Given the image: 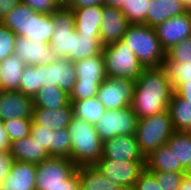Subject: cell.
I'll list each match as a JSON object with an SVG mask.
<instances>
[{"label":"cell","mask_w":191,"mask_h":190,"mask_svg":"<svg viewBox=\"0 0 191 190\" xmlns=\"http://www.w3.org/2000/svg\"><path fill=\"white\" fill-rule=\"evenodd\" d=\"M55 32L49 44L58 58H66L72 52L74 13L69 7H59L52 13Z\"/></svg>","instance_id":"obj_11"},{"label":"cell","mask_w":191,"mask_h":190,"mask_svg":"<svg viewBox=\"0 0 191 190\" xmlns=\"http://www.w3.org/2000/svg\"><path fill=\"white\" fill-rule=\"evenodd\" d=\"M74 116L71 102L55 109L33 108L32 120L36 125L51 130L67 128Z\"/></svg>","instance_id":"obj_19"},{"label":"cell","mask_w":191,"mask_h":190,"mask_svg":"<svg viewBox=\"0 0 191 190\" xmlns=\"http://www.w3.org/2000/svg\"><path fill=\"white\" fill-rule=\"evenodd\" d=\"M185 134L191 136V123L187 126V128L183 131Z\"/></svg>","instance_id":"obj_54"},{"label":"cell","mask_w":191,"mask_h":190,"mask_svg":"<svg viewBox=\"0 0 191 190\" xmlns=\"http://www.w3.org/2000/svg\"><path fill=\"white\" fill-rule=\"evenodd\" d=\"M183 2L186 8L191 7V0H183Z\"/></svg>","instance_id":"obj_55"},{"label":"cell","mask_w":191,"mask_h":190,"mask_svg":"<svg viewBox=\"0 0 191 190\" xmlns=\"http://www.w3.org/2000/svg\"><path fill=\"white\" fill-rule=\"evenodd\" d=\"M21 0H0V19L9 13Z\"/></svg>","instance_id":"obj_48"},{"label":"cell","mask_w":191,"mask_h":190,"mask_svg":"<svg viewBox=\"0 0 191 190\" xmlns=\"http://www.w3.org/2000/svg\"><path fill=\"white\" fill-rule=\"evenodd\" d=\"M186 15H187L188 20H189V22L191 24V7L186 8Z\"/></svg>","instance_id":"obj_53"},{"label":"cell","mask_w":191,"mask_h":190,"mask_svg":"<svg viewBox=\"0 0 191 190\" xmlns=\"http://www.w3.org/2000/svg\"><path fill=\"white\" fill-rule=\"evenodd\" d=\"M33 98L19 91H0V121L32 118Z\"/></svg>","instance_id":"obj_15"},{"label":"cell","mask_w":191,"mask_h":190,"mask_svg":"<svg viewBox=\"0 0 191 190\" xmlns=\"http://www.w3.org/2000/svg\"><path fill=\"white\" fill-rule=\"evenodd\" d=\"M138 117L131 106L117 110H107L94 125L99 138L104 142L118 135L136 133Z\"/></svg>","instance_id":"obj_7"},{"label":"cell","mask_w":191,"mask_h":190,"mask_svg":"<svg viewBox=\"0 0 191 190\" xmlns=\"http://www.w3.org/2000/svg\"><path fill=\"white\" fill-rule=\"evenodd\" d=\"M32 118L10 119L3 121L10 142L30 136Z\"/></svg>","instance_id":"obj_37"},{"label":"cell","mask_w":191,"mask_h":190,"mask_svg":"<svg viewBox=\"0 0 191 190\" xmlns=\"http://www.w3.org/2000/svg\"><path fill=\"white\" fill-rule=\"evenodd\" d=\"M174 92L188 103H191V82L181 84Z\"/></svg>","instance_id":"obj_47"},{"label":"cell","mask_w":191,"mask_h":190,"mask_svg":"<svg viewBox=\"0 0 191 190\" xmlns=\"http://www.w3.org/2000/svg\"><path fill=\"white\" fill-rule=\"evenodd\" d=\"M162 68L165 70L169 81L175 91L181 84L191 82V61L179 63L164 59Z\"/></svg>","instance_id":"obj_34"},{"label":"cell","mask_w":191,"mask_h":190,"mask_svg":"<svg viewBox=\"0 0 191 190\" xmlns=\"http://www.w3.org/2000/svg\"><path fill=\"white\" fill-rule=\"evenodd\" d=\"M103 6L104 5L101 4L71 9L74 13L75 30L77 33L100 35Z\"/></svg>","instance_id":"obj_23"},{"label":"cell","mask_w":191,"mask_h":190,"mask_svg":"<svg viewBox=\"0 0 191 190\" xmlns=\"http://www.w3.org/2000/svg\"><path fill=\"white\" fill-rule=\"evenodd\" d=\"M151 0H103V5L118 8L125 15L129 24H146Z\"/></svg>","instance_id":"obj_26"},{"label":"cell","mask_w":191,"mask_h":190,"mask_svg":"<svg viewBox=\"0 0 191 190\" xmlns=\"http://www.w3.org/2000/svg\"><path fill=\"white\" fill-rule=\"evenodd\" d=\"M145 168L150 172L184 173V169L167 144L161 145L146 157Z\"/></svg>","instance_id":"obj_25"},{"label":"cell","mask_w":191,"mask_h":190,"mask_svg":"<svg viewBox=\"0 0 191 190\" xmlns=\"http://www.w3.org/2000/svg\"><path fill=\"white\" fill-rule=\"evenodd\" d=\"M21 2L41 14H52L59 8L55 0H21Z\"/></svg>","instance_id":"obj_43"},{"label":"cell","mask_w":191,"mask_h":190,"mask_svg":"<svg viewBox=\"0 0 191 190\" xmlns=\"http://www.w3.org/2000/svg\"><path fill=\"white\" fill-rule=\"evenodd\" d=\"M1 68H2V67H1V64H0V79H1Z\"/></svg>","instance_id":"obj_56"},{"label":"cell","mask_w":191,"mask_h":190,"mask_svg":"<svg viewBox=\"0 0 191 190\" xmlns=\"http://www.w3.org/2000/svg\"><path fill=\"white\" fill-rule=\"evenodd\" d=\"M166 58L172 62L189 63L191 61V37L181 40L166 51Z\"/></svg>","instance_id":"obj_38"},{"label":"cell","mask_w":191,"mask_h":190,"mask_svg":"<svg viewBox=\"0 0 191 190\" xmlns=\"http://www.w3.org/2000/svg\"><path fill=\"white\" fill-rule=\"evenodd\" d=\"M14 54L23 60L26 65L30 66L46 65L58 58L49 43L42 41L34 42L22 36H17Z\"/></svg>","instance_id":"obj_13"},{"label":"cell","mask_w":191,"mask_h":190,"mask_svg":"<svg viewBox=\"0 0 191 190\" xmlns=\"http://www.w3.org/2000/svg\"><path fill=\"white\" fill-rule=\"evenodd\" d=\"M107 77L136 81L146 69L134 52L119 40L102 48Z\"/></svg>","instance_id":"obj_6"},{"label":"cell","mask_w":191,"mask_h":190,"mask_svg":"<svg viewBox=\"0 0 191 190\" xmlns=\"http://www.w3.org/2000/svg\"><path fill=\"white\" fill-rule=\"evenodd\" d=\"M73 106L74 116L91 124H96L107 111L98 98L70 101Z\"/></svg>","instance_id":"obj_31"},{"label":"cell","mask_w":191,"mask_h":190,"mask_svg":"<svg viewBox=\"0 0 191 190\" xmlns=\"http://www.w3.org/2000/svg\"><path fill=\"white\" fill-rule=\"evenodd\" d=\"M40 70L41 64L27 65L22 72L18 91L33 98L40 89Z\"/></svg>","instance_id":"obj_35"},{"label":"cell","mask_w":191,"mask_h":190,"mask_svg":"<svg viewBox=\"0 0 191 190\" xmlns=\"http://www.w3.org/2000/svg\"><path fill=\"white\" fill-rule=\"evenodd\" d=\"M185 13L183 0H151L147 12V25L155 28L158 24Z\"/></svg>","instance_id":"obj_21"},{"label":"cell","mask_w":191,"mask_h":190,"mask_svg":"<svg viewBox=\"0 0 191 190\" xmlns=\"http://www.w3.org/2000/svg\"><path fill=\"white\" fill-rule=\"evenodd\" d=\"M1 64L0 91H18L21 75L27 66L14 53L6 57Z\"/></svg>","instance_id":"obj_27"},{"label":"cell","mask_w":191,"mask_h":190,"mask_svg":"<svg viewBox=\"0 0 191 190\" xmlns=\"http://www.w3.org/2000/svg\"><path fill=\"white\" fill-rule=\"evenodd\" d=\"M178 190H191V177L184 175Z\"/></svg>","instance_id":"obj_50"},{"label":"cell","mask_w":191,"mask_h":190,"mask_svg":"<svg viewBox=\"0 0 191 190\" xmlns=\"http://www.w3.org/2000/svg\"><path fill=\"white\" fill-rule=\"evenodd\" d=\"M122 41L134 52L145 68L162 67L166 51L157 38L155 28L146 24H130Z\"/></svg>","instance_id":"obj_3"},{"label":"cell","mask_w":191,"mask_h":190,"mask_svg":"<svg viewBox=\"0 0 191 190\" xmlns=\"http://www.w3.org/2000/svg\"><path fill=\"white\" fill-rule=\"evenodd\" d=\"M173 92L162 67L146 68L135 81L131 107L138 119L167 111Z\"/></svg>","instance_id":"obj_1"},{"label":"cell","mask_w":191,"mask_h":190,"mask_svg":"<svg viewBox=\"0 0 191 190\" xmlns=\"http://www.w3.org/2000/svg\"><path fill=\"white\" fill-rule=\"evenodd\" d=\"M52 157L69 158L71 160V139L67 128L53 130Z\"/></svg>","instance_id":"obj_36"},{"label":"cell","mask_w":191,"mask_h":190,"mask_svg":"<svg viewBox=\"0 0 191 190\" xmlns=\"http://www.w3.org/2000/svg\"><path fill=\"white\" fill-rule=\"evenodd\" d=\"M70 103L67 92L58 86H42L33 97V108L55 109Z\"/></svg>","instance_id":"obj_29"},{"label":"cell","mask_w":191,"mask_h":190,"mask_svg":"<svg viewBox=\"0 0 191 190\" xmlns=\"http://www.w3.org/2000/svg\"><path fill=\"white\" fill-rule=\"evenodd\" d=\"M67 130L71 139V161L77 167L94 165L103 153V141L94 124L73 116Z\"/></svg>","instance_id":"obj_2"},{"label":"cell","mask_w":191,"mask_h":190,"mask_svg":"<svg viewBox=\"0 0 191 190\" xmlns=\"http://www.w3.org/2000/svg\"><path fill=\"white\" fill-rule=\"evenodd\" d=\"M184 174L191 177V162L188 164V166L184 170Z\"/></svg>","instance_id":"obj_52"},{"label":"cell","mask_w":191,"mask_h":190,"mask_svg":"<svg viewBox=\"0 0 191 190\" xmlns=\"http://www.w3.org/2000/svg\"><path fill=\"white\" fill-rule=\"evenodd\" d=\"M13 162L10 152H0V183L9 175Z\"/></svg>","instance_id":"obj_44"},{"label":"cell","mask_w":191,"mask_h":190,"mask_svg":"<svg viewBox=\"0 0 191 190\" xmlns=\"http://www.w3.org/2000/svg\"><path fill=\"white\" fill-rule=\"evenodd\" d=\"M59 7H68L73 0H55Z\"/></svg>","instance_id":"obj_51"},{"label":"cell","mask_w":191,"mask_h":190,"mask_svg":"<svg viewBox=\"0 0 191 190\" xmlns=\"http://www.w3.org/2000/svg\"><path fill=\"white\" fill-rule=\"evenodd\" d=\"M172 124L175 131H184L191 123V103L173 92L168 106Z\"/></svg>","instance_id":"obj_30"},{"label":"cell","mask_w":191,"mask_h":190,"mask_svg":"<svg viewBox=\"0 0 191 190\" xmlns=\"http://www.w3.org/2000/svg\"><path fill=\"white\" fill-rule=\"evenodd\" d=\"M155 31L162 48L168 51L181 40L191 37V24L185 13L158 24Z\"/></svg>","instance_id":"obj_16"},{"label":"cell","mask_w":191,"mask_h":190,"mask_svg":"<svg viewBox=\"0 0 191 190\" xmlns=\"http://www.w3.org/2000/svg\"><path fill=\"white\" fill-rule=\"evenodd\" d=\"M74 67L77 79L69 94L70 101L97 96L98 87L107 78L102 52L74 62Z\"/></svg>","instance_id":"obj_4"},{"label":"cell","mask_w":191,"mask_h":190,"mask_svg":"<svg viewBox=\"0 0 191 190\" xmlns=\"http://www.w3.org/2000/svg\"><path fill=\"white\" fill-rule=\"evenodd\" d=\"M155 175L160 190H178L184 173L152 172Z\"/></svg>","instance_id":"obj_41"},{"label":"cell","mask_w":191,"mask_h":190,"mask_svg":"<svg viewBox=\"0 0 191 190\" xmlns=\"http://www.w3.org/2000/svg\"><path fill=\"white\" fill-rule=\"evenodd\" d=\"M102 157L113 160L146 161L135 134L118 135L103 142Z\"/></svg>","instance_id":"obj_14"},{"label":"cell","mask_w":191,"mask_h":190,"mask_svg":"<svg viewBox=\"0 0 191 190\" xmlns=\"http://www.w3.org/2000/svg\"><path fill=\"white\" fill-rule=\"evenodd\" d=\"M166 144L174 153L176 162L185 170L191 162V136L183 131H175Z\"/></svg>","instance_id":"obj_32"},{"label":"cell","mask_w":191,"mask_h":190,"mask_svg":"<svg viewBox=\"0 0 191 190\" xmlns=\"http://www.w3.org/2000/svg\"><path fill=\"white\" fill-rule=\"evenodd\" d=\"M146 161L113 160L101 157L94 166L111 182L124 190L132 189Z\"/></svg>","instance_id":"obj_8"},{"label":"cell","mask_w":191,"mask_h":190,"mask_svg":"<svg viewBox=\"0 0 191 190\" xmlns=\"http://www.w3.org/2000/svg\"><path fill=\"white\" fill-rule=\"evenodd\" d=\"M46 190H81L78 172L75 170L61 187L46 188Z\"/></svg>","instance_id":"obj_45"},{"label":"cell","mask_w":191,"mask_h":190,"mask_svg":"<svg viewBox=\"0 0 191 190\" xmlns=\"http://www.w3.org/2000/svg\"><path fill=\"white\" fill-rule=\"evenodd\" d=\"M36 190L61 187L77 166L69 158L50 157L36 165Z\"/></svg>","instance_id":"obj_10"},{"label":"cell","mask_w":191,"mask_h":190,"mask_svg":"<svg viewBox=\"0 0 191 190\" xmlns=\"http://www.w3.org/2000/svg\"><path fill=\"white\" fill-rule=\"evenodd\" d=\"M103 0H73L68 6L70 9H78L92 5H101Z\"/></svg>","instance_id":"obj_49"},{"label":"cell","mask_w":191,"mask_h":190,"mask_svg":"<svg viewBox=\"0 0 191 190\" xmlns=\"http://www.w3.org/2000/svg\"><path fill=\"white\" fill-rule=\"evenodd\" d=\"M76 171L81 190H124L108 180L94 165L79 166Z\"/></svg>","instance_id":"obj_28"},{"label":"cell","mask_w":191,"mask_h":190,"mask_svg":"<svg viewBox=\"0 0 191 190\" xmlns=\"http://www.w3.org/2000/svg\"><path fill=\"white\" fill-rule=\"evenodd\" d=\"M52 133L53 130L32 123L30 136L48 152L50 157H52Z\"/></svg>","instance_id":"obj_40"},{"label":"cell","mask_w":191,"mask_h":190,"mask_svg":"<svg viewBox=\"0 0 191 190\" xmlns=\"http://www.w3.org/2000/svg\"><path fill=\"white\" fill-rule=\"evenodd\" d=\"M36 164L14 161L0 190H36Z\"/></svg>","instance_id":"obj_18"},{"label":"cell","mask_w":191,"mask_h":190,"mask_svg":"<svg viewBox=\"0 0 191 190\" xmlns=\"http://www.w3.org/2000/svg\"><path fill=\"white\" fill-rule=\"evenodd\" d=\"M31 15H37L29 6L20 2L0 22L12 30L17 36L30 39Z\"/></svg>","instance_id":"obj_22"},{"label":"cell","mask_w":191,"mask_h":190,"mask_svg":"<svg viewBox=\"0 0 191 190\" xmlns=\"http://www.w3.org/2000/svg\"><path fill=\"white\" fill-rule=\"evenodd\" d=\"M103 45L100 41V35L80 34L73 30L72 52L65 58L73 63L85 58L100 54Z\"/></svg>","instance_id":"obj_24"},{"label":"cell","mask_w":191,"mask_h":190,"mask_svg":"<svg viewBox=\"0 0 191 190\" xmlns=\"http://www.w3.org/2000/svg\"><path fill=\"white\" fill-rule=\"evenodd\" d=\"M135 81L127 78L107 77L98 87L97 98L106 110L131 106Z\"/></svg>","instance_id":"obj_9"},{"label":"cell","mask_w":191,"mask_h":190,"mask_svg":"<svg viewBox=\"0 0 191 190\" xmlns=\"http://www.w3.org/2000/svg\"><path fill=\"white\" fill-rule=\"evenodd\" d=\"M9 152L14 161L36 165L50 158L48 152L36 140H33L31 136L11 142Z\"/></svg>","instance_id":"obj_20"},{"label":"cell","mask_w":191,"mask_h":190,"mask_svg":"<svg viewBox=\"0 0 191 190\" xmlns=\"http://www.w3.org/2000/svg\"><path fill=\"white\" fill-rule=\"evenodd\" d=\"M11 142L7 131L3 126V122L0 121V152H9Z\"/></svg>","instance_id":"obj_46"},{"label":"cell","mask_w":191,"mask_h":190,"mask_svg":"<svg viewBox=\"0 0 191 190\" xmlns=\"http://www.w3.org/2000/svg\"><path fill=\"white\" fill-rule=\"evenodd\" d=\"M174 132L167 110L138 119L135 135L141 152L147 157L152 151L166 144Z\"/></svg>","instance_id":"obj_5"},{"label":"cell","mask_w":191,"mask_h":190,"mask_svg":"<svg viewBox=\"0 0 191 190\" xmlns=\"http://www.w3.org/2000/svg\"><path fill=\"white\" fill-rule=\"evenodd\" d=\"M132 190H160L155 175L146 168L139 174Z\"/></svg>","instance_id":"obj_42"},{"label":"cell","mask_w":191,"mask_h":190,"mask_svg":"<svg viewBox=\"0 0 191 190\" xmlns=\"http://www.w3.org/2000/svg\"><path fill=\"white\" fill-rule=\"evenodd\" d=\"M101 16V44L104 46L122 40L130 25L122 11L118 8L103 6Z\"/></svg>","instance_id":"obj_17"},{"label":"cell","mask_w":191,"mask_h":190,"mask_svg":"<svg viewBox=\"0 0 191 190\" xmlns=\"http://www.w3.org/2000/svg\"><path fill=\"white\" fill-rule=\"evenodd\" d=\"M55 32L52 14L31 15L30 39L49 43Z\"/></svg>","instance_id":"obj_33"},{"label":"cell","mask_w":191,"mask_h":190,"mask_svg":"<svg viewBox=\"0 0 191 190\" xmlns=\"http://www.w3.org/2000/svg\"><path fill=\"white\" fill-rule=\"evenodd\" d=\"M17 35L0 22V62L14 53Z\"/></svg>","instance_id":"obj_39"},{"label":"cell","mask_w":191,"mask_h":190,"mask_svg":"<svg viewBox=\"0 0 191 190\" xmlns=\"http://www.w3.org/2000/svg\"><path fill=\"white\" fill-rule=\"evenodd\" d=\"M76 79L74 63L69 59L57 58L52 63L41 64L40 88L44 85L58 86L70 94Z\"/></svg>","instance_id":"obj_12"}]
</instances>
